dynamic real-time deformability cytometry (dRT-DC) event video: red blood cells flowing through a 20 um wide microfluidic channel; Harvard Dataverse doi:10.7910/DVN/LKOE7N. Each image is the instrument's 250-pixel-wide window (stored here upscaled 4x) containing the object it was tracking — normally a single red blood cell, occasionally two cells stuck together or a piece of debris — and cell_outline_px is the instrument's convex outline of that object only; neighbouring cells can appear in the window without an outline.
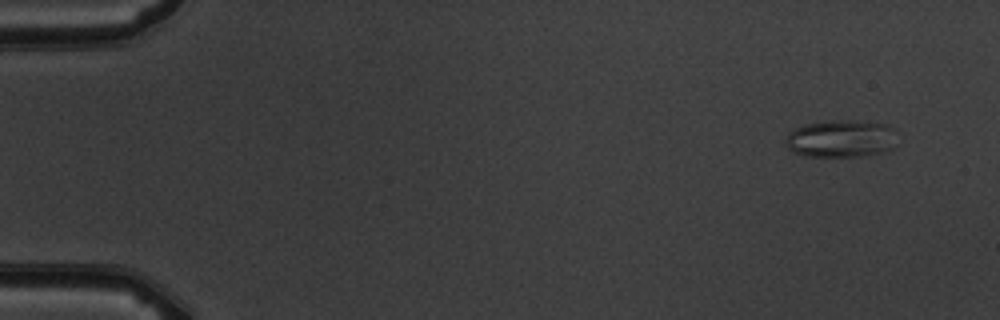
{"species": "common noctule bat (a hibernating species)", "species_latin": "Nyctalus noctula", "temperature_condition": "warm", "stored_images_in_passage": 5, "camera_frame_rate_fps": 3000, "um_per_image_px": 0.085, "animal": {"sex": "male", "body_mass_g": 19.5, "forearm_length_mm": 54.6}, "frame": {"image": 1, "passage_image": 1, "time_ms": 0.0, "image_size_px": [1000, 320], "cell_outline_px": [[896, 144], [892, 148], [884, 152], [860, 156], [804, 156], [792, 152], [784, 144], [784, 140], [796, 128], [804, 124], [832, 120], [852, 120], [884, 124], [892, 128]], "centroid_in_image_um": [71.46, 11.79], "position_along_channel_um": 13.5, "area_um2": 24.28}}
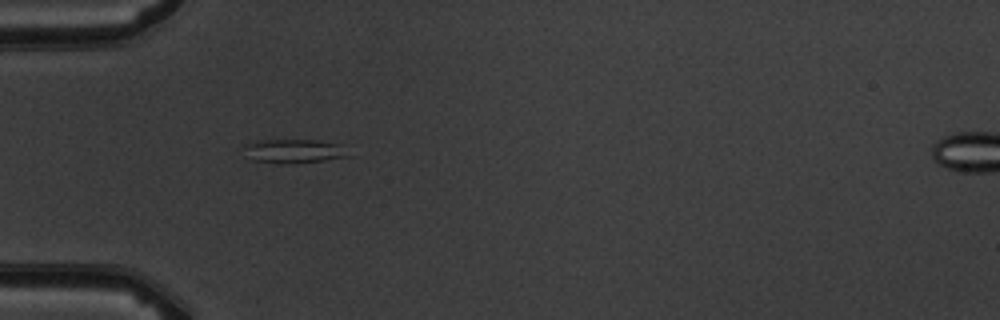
{"frame": {"image": 2, "passage_image": 4, "time_ms": 4.333, "image_size_px": [1000, 320], "cell_outline_px": [[352, 156], [324, 160], [292, 164], [280, 164], [252, 160], [244, 148], [244, 144], [256, 140], [316, 140], [336, 144]], "centroid_in_image_um": [24.93, 12.85], "position_along_channel_um": 60.1, "area_um2": 14.45}}